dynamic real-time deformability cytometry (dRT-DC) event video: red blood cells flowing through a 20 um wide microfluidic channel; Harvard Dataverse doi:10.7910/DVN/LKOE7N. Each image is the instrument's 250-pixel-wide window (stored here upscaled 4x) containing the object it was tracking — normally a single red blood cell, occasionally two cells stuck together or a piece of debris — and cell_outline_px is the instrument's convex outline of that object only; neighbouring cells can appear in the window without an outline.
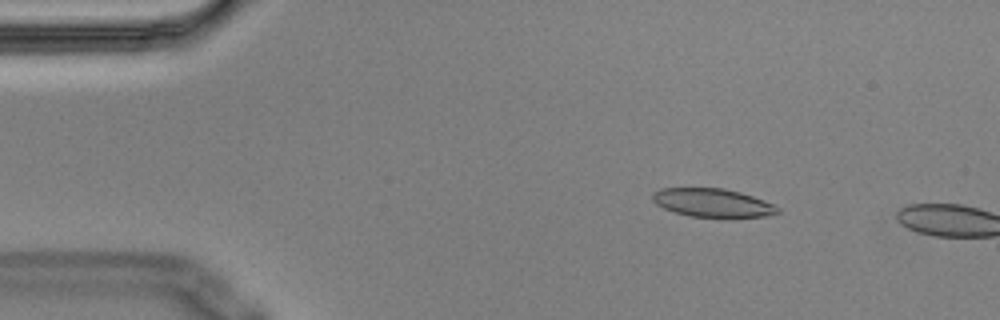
{"species": "Egyptian fruit bat (a non-hibernating species)", "species_latin": "Rousettus aegyptiacus", "temperature_condition": "cold", "stored_images_in_passage": 5, "camera_frame_rate_fps": 3000, "um_per_image_px": 0.085, "animal": {"sex": "male"}, "frame": {"image": 1, "passage_image": 2, "time_ms": 0.333, "image_size_px": [1000, 320], "cell_outline_px": [[780, 212], [768, 216], [732, 220], [692, 216], [676, 212], [664, 208], [656, 204], [652, 200], [652, 192], [660, 188], [724, 188], [740, 192], [776, 204], [780, 208]], "centroid_in_image_um": [60.65, 17.28], "position_along_channel_um": 24.3, "area_um2": 21.62}}